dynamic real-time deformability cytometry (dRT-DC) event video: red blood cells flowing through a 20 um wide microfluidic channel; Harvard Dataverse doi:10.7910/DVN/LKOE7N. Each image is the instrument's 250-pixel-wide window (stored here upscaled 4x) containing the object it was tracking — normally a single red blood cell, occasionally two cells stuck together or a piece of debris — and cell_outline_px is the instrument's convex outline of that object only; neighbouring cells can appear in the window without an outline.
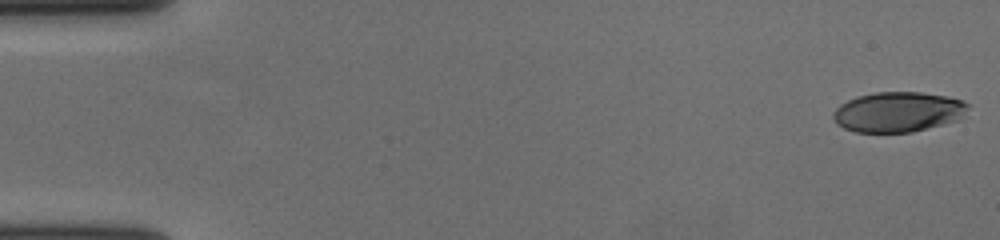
{"species": "human", "species_latin": "Homo sapiens", "temperature_condition": "cold", "stored_images_in_passage": 57, "camera_frame_rate_fps": 3000, "um_per_image_px": 0.085, "donor": {"sex": "female"}, "frame": {"image": 1, "passage_image": 1, "time_ms": 0.0, "image_size_px": [1000, 240], "cell_outline_px": [[968, 108], [956, 120], [912, 132], [856, 132], [844, 128], [836, 124], [832, 116], [832, 112], [840, 104], [856, 96], [876, 92], [920, 92], [948, 96], [964, 100], [968, 104]], "centroid_in_image_um": [76.29, 9.5], "position_along_channel_um": 8.7, "area_um2": 31.44}}
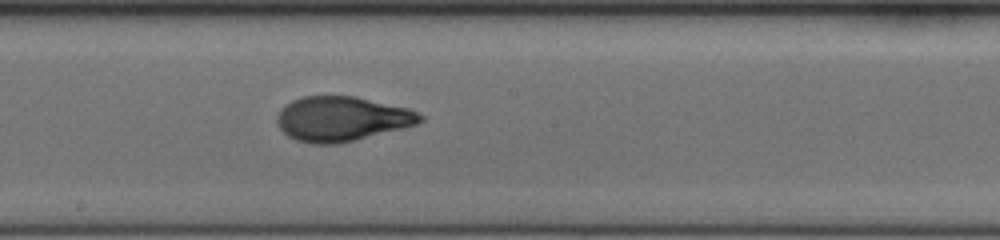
{"frame": {"image": 2, "passage_image": 32, "time_ms": 10.333, "image_size_px": [1000, 240], "cell_outline_px": [[424, 120], [416, 124], [336, 144], [312, 144], [296, 140], [288, 136], [280, 128], [276, 120], [280, 112], [292, 100], [304, 96], [356, 96], [412, 108], [424, 116]], "centroid_in_image_um": [29.08, 10.08], "position_along_channel_um": 219.1, "area_um2": 36.99}}
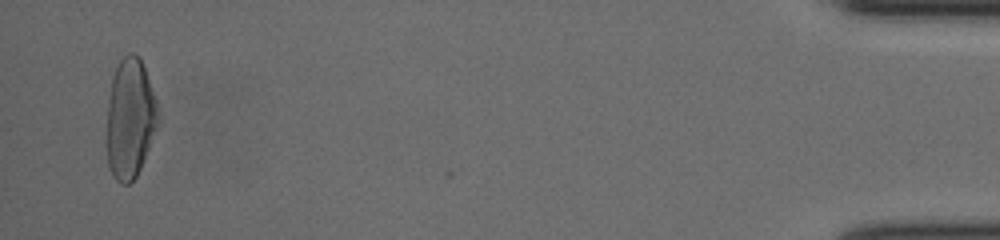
{"frame": {"image": 3, "passage_image": 56, "time_ms": 18.333, "image_size_px": [1000, 240], "cell_outline_px": [[156, 128], [140, 168], [136, 176], [128, 184], [120, 184], [112, 176], [108, 168], [104, 144], [108, 100], [112, 76], [116, 64], [128, 52], [132, 52], [140, 56], [156, 104]], "centroid_in_image_um": [10.96, 10.11], "position_along_channel_um": 424.2, "area_um2": 36.01}, "authors_computed_cell_mechanics": {"area_um2": 36.2406, "velocity_mm_per_s": 3.6375, "shape_relaxation_time_tau1_ms": 4.4479, "shape_relaxation_time_tau2_ms": 1.1287, "deformation_change_tau1": 0.2026, "deformation_change_tau2": 0.07}}